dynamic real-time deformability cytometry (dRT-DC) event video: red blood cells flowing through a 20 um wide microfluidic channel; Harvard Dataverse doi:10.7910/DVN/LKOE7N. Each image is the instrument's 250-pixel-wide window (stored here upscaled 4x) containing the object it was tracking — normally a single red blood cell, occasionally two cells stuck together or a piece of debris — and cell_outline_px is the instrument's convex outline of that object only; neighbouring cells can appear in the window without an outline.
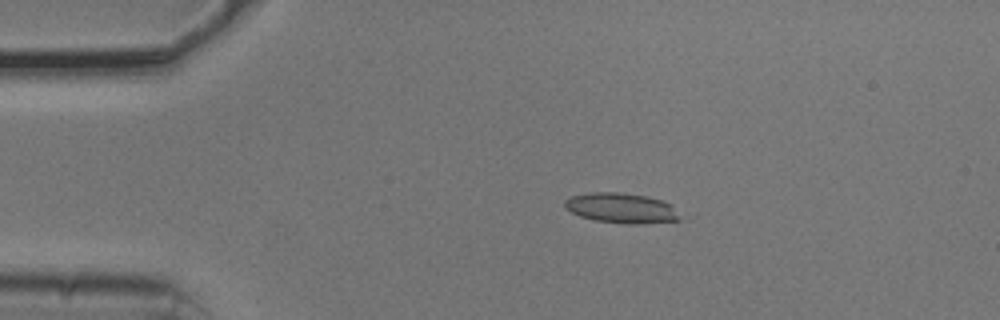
{"species": "common noctule bat (a hibernating species)", "species_latin": "Nyctalus noctula", "temperature_condition": "cold", "stored_images_in_passage": 12, "camera_frame_rate_fps": 3000, "um_per_image_px": 0.085, "animal": {"sex": "male", "body_mass_g": 20.5, "forearm_length_mm": 52.5}, "frame": {"image": 1, "passage_image": 8, "time_ms": 2.333, "image_size_px": [1000, 320], "cell_outline_px": [[688, 216], [680, 220], [636, 224], [596, 220], [580, 216], [564, 208], [564, 200], [572, 196], [588, 192], [616, 192], [644, 196], [660, 200], [672, 204]], "centroid_in_image_um": [52.91, 17.69], "position_along_channel_um": 32.1, "area_um2": 20.4}}